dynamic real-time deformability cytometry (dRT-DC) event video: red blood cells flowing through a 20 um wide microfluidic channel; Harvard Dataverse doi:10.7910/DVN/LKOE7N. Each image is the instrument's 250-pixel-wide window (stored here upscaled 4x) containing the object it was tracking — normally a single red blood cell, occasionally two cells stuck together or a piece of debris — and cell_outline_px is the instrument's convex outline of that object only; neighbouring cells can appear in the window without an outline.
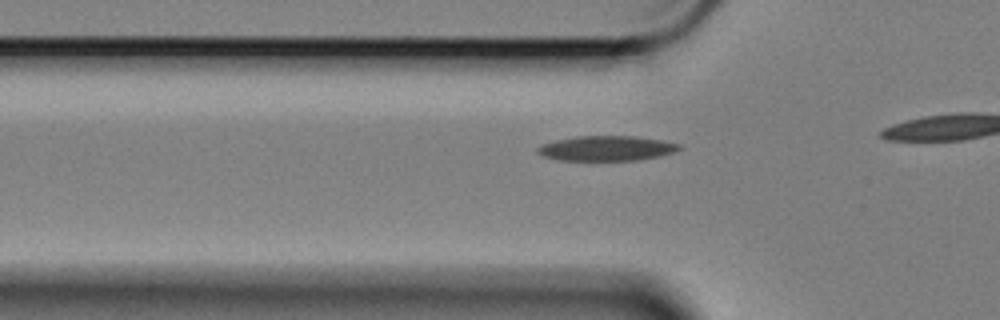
{"species": "Egyptian fruit bat (a non-hibernating species)", "species_latin": "Rousettus aegyptiacus", "temperature_condition": "cold", "stored_images_in_passage": 18, "camera_frame_rate_fps": 3000, "um_per_image_px": 0.085, "animal": {"sex": "female"}, "frame": {"image": 1, "passage_image": 12, "time_ms": 3.667, "image_size_px": [1000, 320], "cell_outline_px": [[680, 148], [672, 152], [656, 156], [636, 160], [560, 160], [544, 156], [536, 152], [536, 148], [540, 144], [556, 140], [576, 136], [636, 136], [660, 140], [680, 144]], "centroid_in_image_um": [51.48, 12.6], "position_along_channel_um": 74.3, "area_um2": 20.35}}
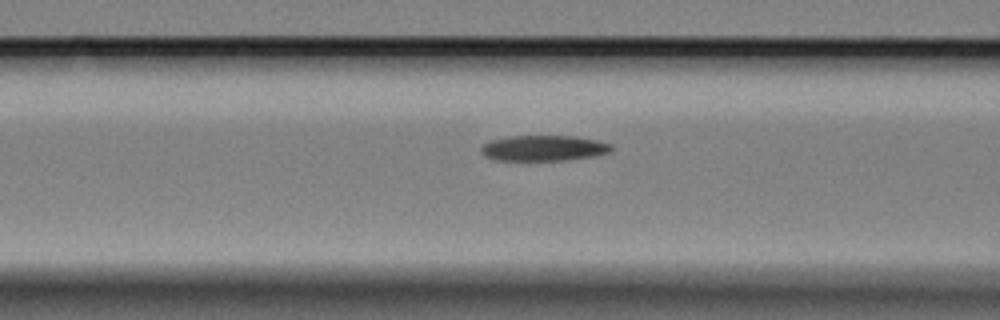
{"frame": {"image": 2, "passage_image": 16, "time_ms": 5.0, "image_size_px": [1000, 320], "cell_outline_px": [[612, 148], [608, 152], [592, 156], [564, 160], [496, 160], [484, 156], [480, 152], [480, 148], [484, 144], [492, 140], [508, 136], [576, 136], [596, 140], [612, 144]], "centroid_in_image_um": [46.17, 12.58], "position_along_channel_um": 120.4, "area_um2": 19.31}}